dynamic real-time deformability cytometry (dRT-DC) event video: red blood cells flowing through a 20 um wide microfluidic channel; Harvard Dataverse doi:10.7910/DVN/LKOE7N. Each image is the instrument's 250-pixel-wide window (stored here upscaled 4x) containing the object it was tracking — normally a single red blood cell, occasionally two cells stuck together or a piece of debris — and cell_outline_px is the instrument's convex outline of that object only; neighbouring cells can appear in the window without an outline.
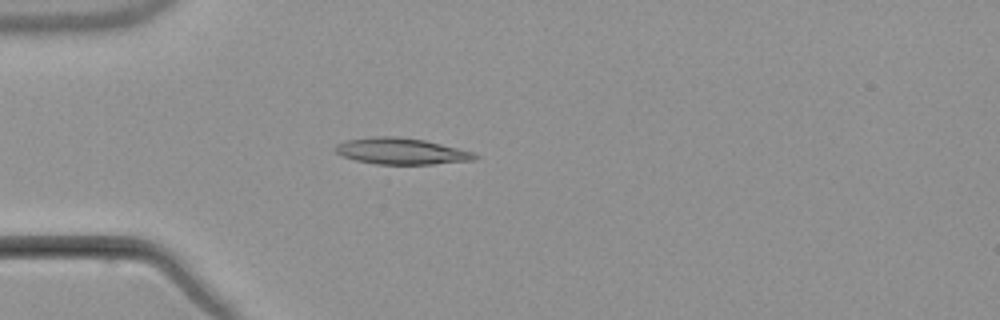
{"species": "common noctule bat (a hibernating species)", "species_latin": "Nyctalus noctula", "temperature_condition": "warm", "stored_images_in_passage": 5, "camera_frame_rate_fps": 3000, "um_per_image_px": 0.085, "animal": {"sex": "male", "body_mass_g": 21.5, "forearm_length_mm": 52.0}, "frame": {"image": 1, "passage_image": 5, "time_ms": 4.667, "image_size_px": [1000, 320], "cell_outline_px": [[480, 156], [476, 160], [432, 164], [376, 164], [356, 160], [344, 156], [336, 152], [332, 148], [336, 144], [344, 140], [372, 136], [396, 136], [424, 140], [476, 152]], "centroid_in_image_um": [34.12, 12.84], "position_along_channel_um": 50.9, "area_um2": 21.62}}